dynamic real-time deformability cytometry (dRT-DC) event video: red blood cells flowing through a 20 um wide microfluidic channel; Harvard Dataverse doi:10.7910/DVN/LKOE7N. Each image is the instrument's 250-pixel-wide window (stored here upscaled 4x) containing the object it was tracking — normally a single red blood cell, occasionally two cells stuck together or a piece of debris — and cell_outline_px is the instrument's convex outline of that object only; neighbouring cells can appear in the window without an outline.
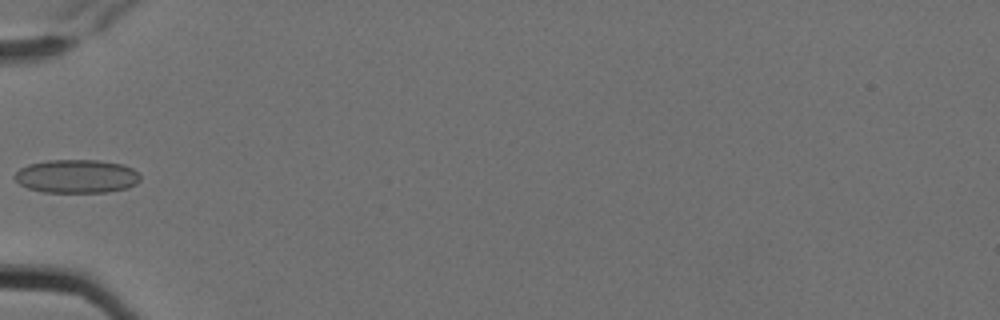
{"species": "Egyptian fruit bat (a non-hibernating species)", "species_latin": "Rousettus aegyptiacus", "temperature_condition": "cold", "stored_images_in_passage": 9, "camera_frame_rate_fps": 3000, "um_per_image_px": 0.085, "animal": {"sex": "female"}, "frame": {"image": 1, "passage_image": 8, "time_ms": 2.333, "image_size_px": [1000, 320], "cell_outline_px": [[140, 180], [136, 184], [128, 188], [104, 192], [44, 192], [28, 188], [20, 184], [12, 176], [20, 168], [28, 164], [48, 160], [100, 160], [124, 164], [132, 168], [140, 176]], "centroid_in_image_um": [6.51, 14.98], "position_along_channel_um": 78.5, "area_um2": 24.62}}
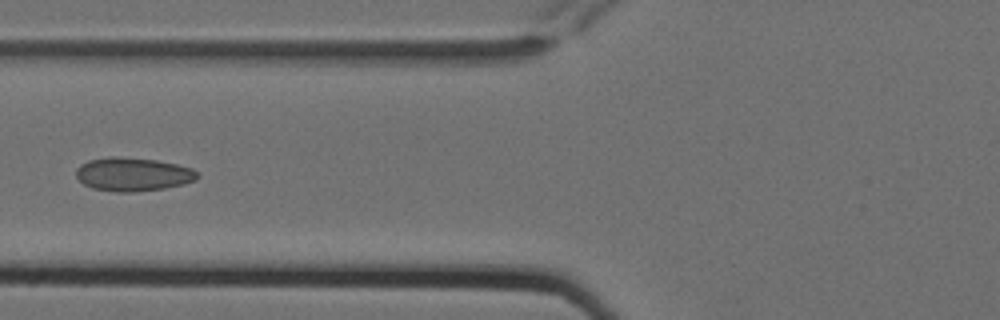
{"frame": {"image": 2, "passage_image": 9, "time_ms": 2.667, "image_size_px": [1000, 320], "cell_outline_px": [[200, 176], [196, 180], [184, 184], [164, 188], [132, 192], [116, 192], [92, 188], [84, 184], [76, 176], [76, 168], [80, 164], [88, 160], [112, 156], [116, 156], [156, 160], [176, 164], [192, 168], [200, 172]], "centroid_in_image_um": [11.32, 14.81], "position_along_channel_um": 114.5, "area_um2": 23.87}}